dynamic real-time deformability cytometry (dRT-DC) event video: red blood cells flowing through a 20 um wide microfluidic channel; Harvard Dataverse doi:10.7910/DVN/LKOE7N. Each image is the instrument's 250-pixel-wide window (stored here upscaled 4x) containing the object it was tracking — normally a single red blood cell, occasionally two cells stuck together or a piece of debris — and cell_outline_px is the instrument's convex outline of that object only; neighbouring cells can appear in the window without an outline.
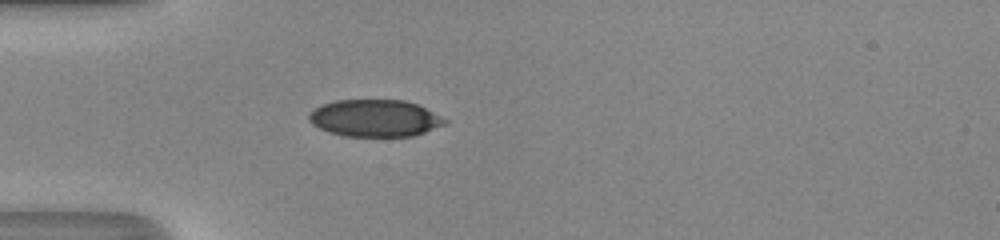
{"species": "human", "species_latin": "Homo sapiens", "temperature_condition": "room temperature", "stored_images_in_passage": 35, "camera_frame_rate_fps": 3000, "um_per_image_px": 0.085, "donor": {"sex": "male"}, "frame": {"image": 1, "passage_image": 1, "time_ms": 0.0, "image_size_px": [1000, 240], "cell_outline_px": [[448, 124], [412, 136], [344, 136], [328, 132], [312, 124], [308, 120], [308, 116], [316, 108], [324, 104], [336, 100], [404, 100], [416, 104], [448, 120]], "centroid_in_image_um": [31.87, 10.05], "position_along_channel_um": 53.1, "area_um2": 29.13}}
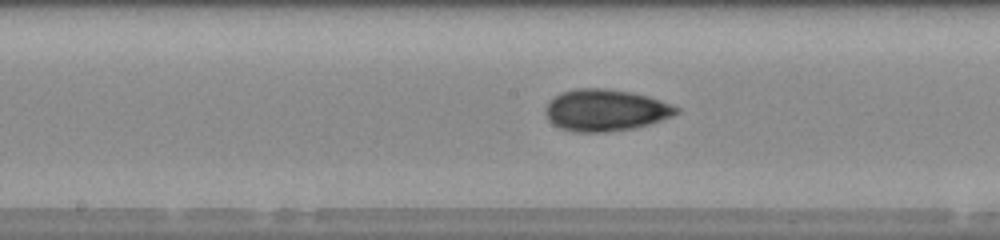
{"frame": {"image": 2, "passage_image": 12, "time_ms": 3.667, "image_size_px": [1000, 240], "cell_outline_px": [[680, 112], [672, 116], [636, 128], [608, 132], [576, 132], [560, 128], [552, 124], [548, 120], [544, 112], [544, 108], [560, 92], [576, 88], [608, 88], [632, 92], [648, 96], [672, 104], [680, 108]], "centroid_in_image_um": [51.46, 9.36], "position_along_channel_um": 196.7, "area_um2": 32.08}}
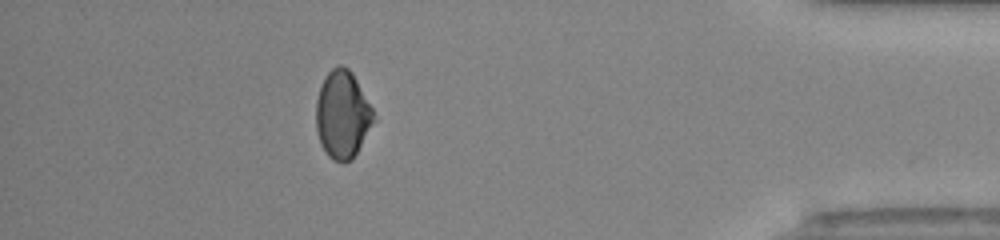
{"frame": {"image": 3, "passage_image": 30, "time_ms": 9.667, "image_size_px": [1000, 240], "cell_outline_px": [[376, 120], [352, 160], [344, 164], [332, 160], [328, 156], [320, 144], [316, 128], [316, 100], [320, 88], [328, 72], [332, 68], [340, 64], [348, 68], [352, 72], [372, 108]], "centroid_in_image_um": [29.11, 9.78], "position_along_channel_um": 406.1, "area_um2": 29.54}, "authors_computed_cell_mechanics": {"area_um2": 30.1138, "velocity_mm_per_s": 4.2394, "shape_relaxation_time_tau1_ms": 4.838, "shape_relaxation_time_tau2_ms": 3.0062, "deformation_change_tau1": 0.091, "deformation_change_tau2": 0.064}}